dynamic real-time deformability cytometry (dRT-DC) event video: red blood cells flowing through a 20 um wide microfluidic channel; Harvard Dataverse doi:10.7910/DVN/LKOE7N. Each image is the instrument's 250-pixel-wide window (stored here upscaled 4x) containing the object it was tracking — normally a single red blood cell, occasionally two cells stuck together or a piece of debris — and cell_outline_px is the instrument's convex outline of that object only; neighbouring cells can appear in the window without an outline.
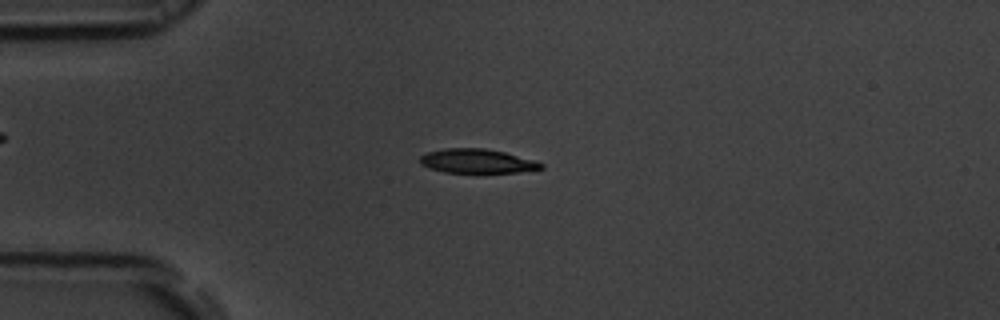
{"species": "common noctule bat (a hibernating species)", "species_latin": "Nyctalus noctula", "temperature_condition": "room temperature", "stored_images_in_passage": 53, "camera_frame_rate_fps": 3000, "um_per_image_px": 0.085, "animal": {"sex": "male", "body_mass_g": 19.5, "forearm_length_mm": 54.6}, "frame": {"image": 1, "passage_image": 13, "time_ms": 4.0, "image_size_px": [1000, 320], "cell_outline_px": [[544, 168], [516, 172], [444, 172], [420, 164], [420, 156], [428, 152], [444, 148], [484, 148], [504, 152], [536, 160], [544, 164]], "centroid_in_image_um": [40.57, 13.68], "position_along_channel_um": 44.4, "area_um2": 16.88}}
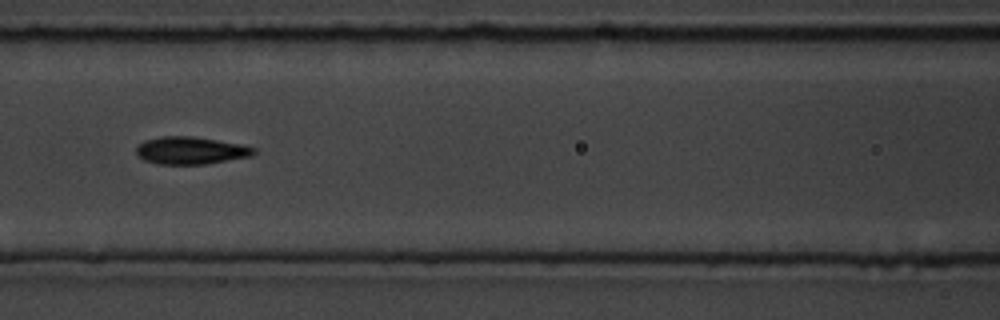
{"frame": {"image": 2, "passage_image": 23, "time_ms": 7.333, "image_size_px": [1000, 320], "cell_outline_px": [[256, 152], [252, 156], [204, 164], [160, 164], [144, 160], [136, 152], [136, 148], [144, 140], [160, 136], [192, 136], [244, 144], [256, 148]], "centroid_in_image_um": [16.25, 12.78], "position_along_channel_um": 150.4, "area_um2": 18.84}}
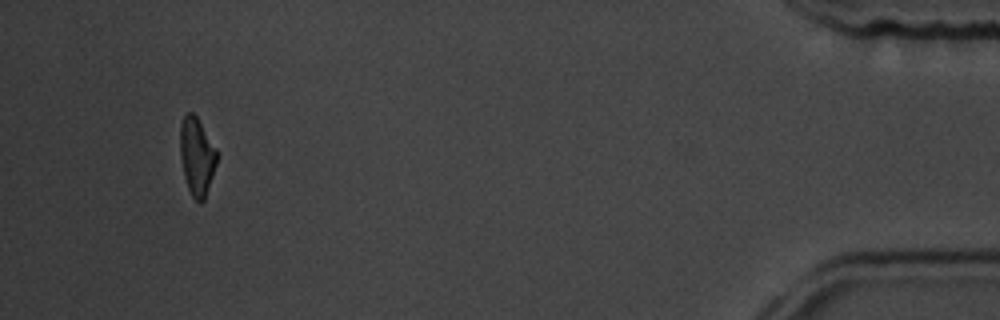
{"frame": {"image": 3, "passage_image": 50, "time_ms": 16.333, "image_size_px": [1000, 320], "cell_outline_px": [[220, 156], [204, 200], [200, 204], [192, 196], [188, 188], [184, 176], [180, 156], [180, 124], [184, 116], [188, 112], [192, 112], [196, 116], [216, 148]], "centroid_in_image_um": [16.75, 13.3], "position_along_channel_um": 418.5, "area_um2": 16.82}, "authors_computed_cell_mechanics": {"area_um2": 17.9758, "velocity_mm_per_s": 3.8001, "shape_relaxation_time_tau1_ms": 3.4483, "shape_relaxation_time_tau2_ms": 2.114, "deformation_change_tau1": 0.1477, "deformation_change_tau2": 0.0843}}